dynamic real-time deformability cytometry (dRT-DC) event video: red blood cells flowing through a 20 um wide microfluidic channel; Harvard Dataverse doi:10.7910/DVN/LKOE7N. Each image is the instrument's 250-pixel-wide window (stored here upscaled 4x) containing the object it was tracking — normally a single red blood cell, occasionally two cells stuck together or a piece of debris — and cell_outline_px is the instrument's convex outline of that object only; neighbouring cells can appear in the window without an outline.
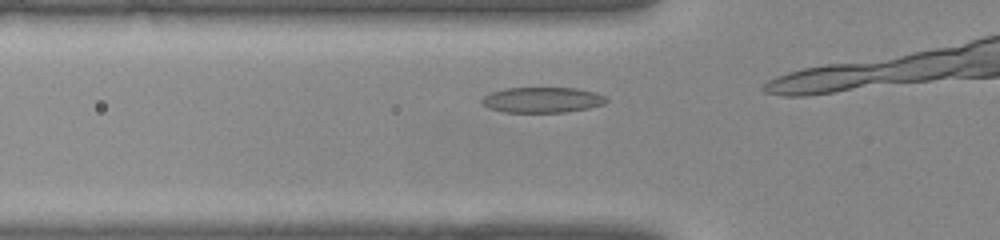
{"species": "common noctule bat (a hibernating species)", "species_latin": "Nyctalus noctula", "temperature_condition": "warm", "stored_images_in_passage": 5, "camera_frame_rate_fps": 3000, "um_per_image_px": 0.085, "animal": {"sex": "female", "body_mass_g": 22.0, "forearm_length_mm": 56.7}, "frame": {"image": 1, "passage_image": 3, "time_ms": 0.667, "image_size_px": [1000, 240], "cell_outline_px": [[608, 100], [604, 104], [588, 108], [564, 112], [504, 112], [488, 108], [480, 100], [484, 96], [492, 92], [504, 88], [576, 88], [596, 92], [604, 96]], "centroid_in_image_um": [46.09, 8.49], "position_along_channel_um": 79.7, "area_um2": 18.44}}